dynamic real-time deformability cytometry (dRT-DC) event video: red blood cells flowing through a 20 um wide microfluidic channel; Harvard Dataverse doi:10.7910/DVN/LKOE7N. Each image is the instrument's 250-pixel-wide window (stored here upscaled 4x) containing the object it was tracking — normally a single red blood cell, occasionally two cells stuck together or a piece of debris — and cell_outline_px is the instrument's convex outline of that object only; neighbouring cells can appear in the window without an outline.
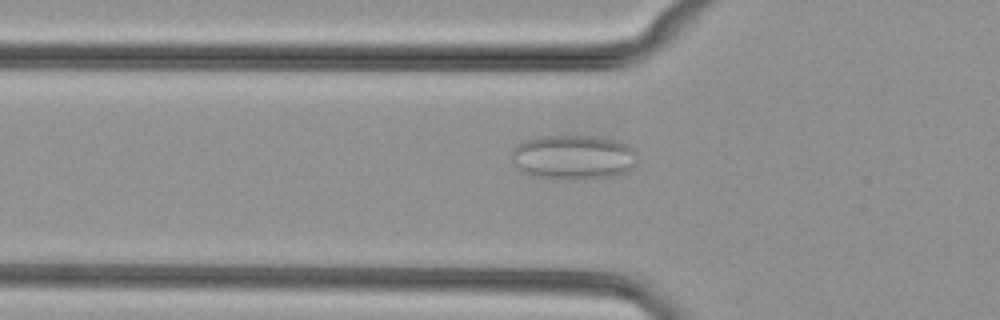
{"species": "common noctule bat (a hibernating species)", "species_latin": "Nyctalus noctula", "temperature_condition": "cold", "stored_images_in_passage": 50, "camera_frame_rate_fps": 3000, "um_per_image_px": 0.085, "animal": {"sex": "female", "body_mass_g": 29.2, "forearm_length_mm": 56.3}, "frame": {"image": 1, "passage_image": 17, "time_ms": 5.333, "image_size_px": [1000, 320], "cell_outline_px": [[636, 164], [632, 168], [624, 172], [608, 176], [576, 180], [572, 180], [532, 176], [520, 172], [512, 164], [512, 148], [516, 144], [524, 140], [536, 136], [600, 136], [616, 140], [632, 148], [636, 152]], "centroid_in_image_um": [48.66, 13.36], "position_along_channel_um": 77.1, "area_um2": 33.12}}
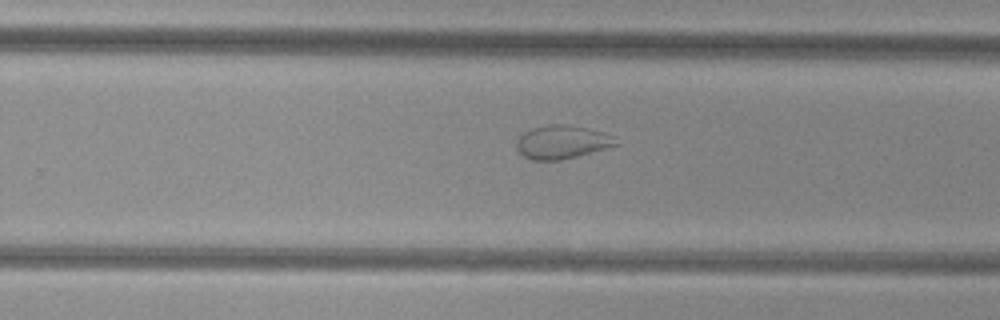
{"frame": {"image": 2, "passage_image": 32, "time_ms": 10.333, "image_size_px": [1000, 320], "cell_outline_px": [[620, 144], [576, 156], [560, 160], [532, 160], [524, 156], [516, 148], [516, 140], [524, 132], [532, 128], [548, 124], [564, 124], [588, 128], [612, 136]], "centroid_in_image_um": [47.73, 12.07], "position_along_channel_um": 282.1, "area_um2": 19.13}}
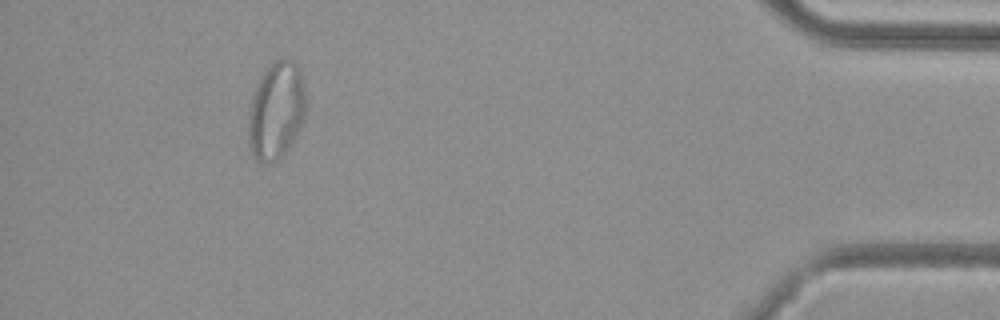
{"frame": {"image": 3, "passage_image": 46, "time_ms": 15.0, "image_size_px": [1000, 320], "cell_outline_px": [[304, 120], [296, 136], [280, 160], [272, 164], [264, 164], [256, 160], [248, 144], [248, 116], [252, 96], [256, 84], [264, 72], [276, 60], [292, 60], [300, 68], [304, 84]], "centroid_in_image_um": [23.46, 9.47], "position_along_channel_um": 411.7, "area_um2": 32.77}}